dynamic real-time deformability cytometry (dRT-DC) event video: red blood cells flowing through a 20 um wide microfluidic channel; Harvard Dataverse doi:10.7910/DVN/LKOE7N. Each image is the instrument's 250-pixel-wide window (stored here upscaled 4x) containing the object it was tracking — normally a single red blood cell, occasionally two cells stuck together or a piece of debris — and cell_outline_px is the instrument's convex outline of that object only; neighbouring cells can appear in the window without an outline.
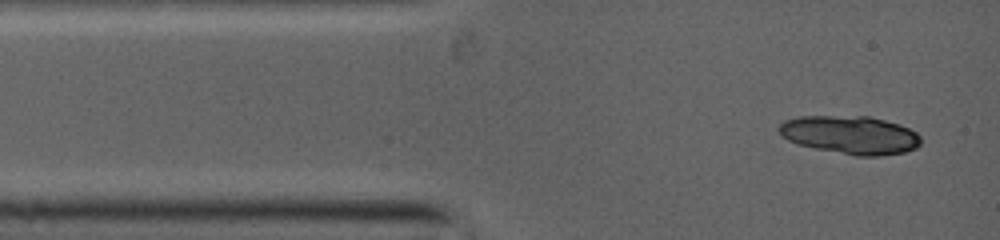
{"species": "common noctule bat (a hibernating species)", "species_latin": "Nyctalus noctula", "temperature_condition": "warm", "stored_images_in_passage": 2, "camera_frame_rate_fps": 5000, "um_per_image_px": 0.085, "animal": {"sex": "female", "body_mass_g": 19.0, "forearm_length_mm": 53.3}, "frame": {"image": 1, "passage_image": 1, "time_ms": 0.0, "image_size_px": [1000, 240], "cell_outline_px": [[920, 144], [916, 148], [904, 152], [872, 156], [860, 156], [816, 148], [800, 144], [788, 140], [780, 132], [780, 124], [784, 120], [800, 116], [868, 116], [884, 120], [908, 128], [916, 132], [920, 136]], "centroid_in_image_um": [72.29, 11.45], "position_along_channel_um": 12.7, "area_um2": 31.04}}